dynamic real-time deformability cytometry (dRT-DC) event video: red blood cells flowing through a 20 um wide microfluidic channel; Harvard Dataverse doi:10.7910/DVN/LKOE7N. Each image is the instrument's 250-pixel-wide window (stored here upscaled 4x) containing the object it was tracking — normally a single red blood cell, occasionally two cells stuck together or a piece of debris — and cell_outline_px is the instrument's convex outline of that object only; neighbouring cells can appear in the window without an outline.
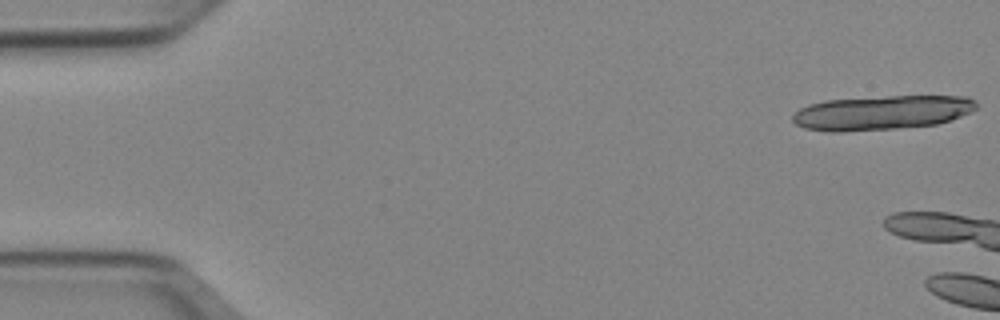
{"species": "Egyptian fruit bat (a non-hibernating species)", "species_latin": "Rousettus aegyptiacus", "temperature_condition": "cold", "stored_images_in_passage": 7, "camera_frame_rate_fps": 3000, "um_per_image_px": 0.085, "animal": {"sex": "female"}, "frame": {"image": 1, "passage_image": 1, "time_ms": 0.0, "image_size_px": [1000, 320], "cell_outline_px": [[976, 108], [972, 112], [936, 124], [896, 128], [840, 132], [832, 132], [804, 128], [796, 124], [792, 120], [792, 116], [800, 108], [808, 104], [824, 100], [888, 96], [968, 96], [976, 100]], "centroid_in_image_um": [74.93, 9.57], "position_along_channel_um": 10.1, "area_um2": 36.76}}